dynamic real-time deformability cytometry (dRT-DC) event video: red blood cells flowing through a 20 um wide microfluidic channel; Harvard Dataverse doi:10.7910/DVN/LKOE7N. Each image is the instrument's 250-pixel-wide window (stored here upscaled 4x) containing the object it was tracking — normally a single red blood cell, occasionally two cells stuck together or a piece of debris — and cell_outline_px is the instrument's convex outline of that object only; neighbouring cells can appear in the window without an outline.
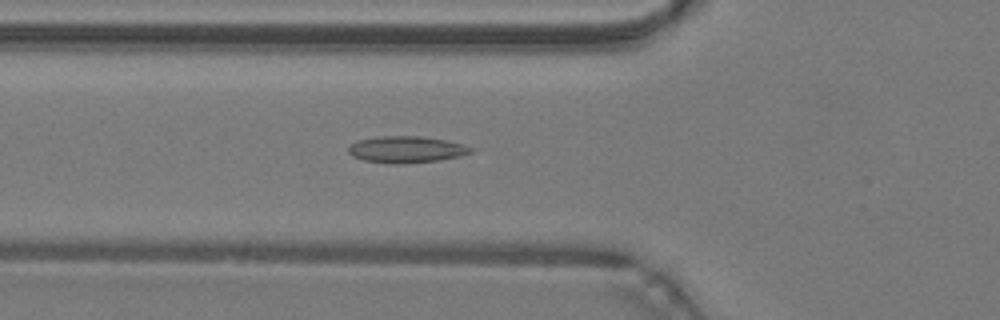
{"species": "common noctule bat (a hibernating species)", "species_latin": "Nyctalus noctula", "temperature_condition": "warm", "stored_images_in_passage": 49, "camera_frame_rate_fps": 3000, "um_per_image_px": 0.085, "animal": {"sex": "male", "body_mass_g": 19.2, "forearm_length_mm": 51.8}, "frame": {"image": 1, "passage_image": 18, "time_ms": 5.667, "image_size_px": [1000, 320], "cell_outline_px": [[472, 152], [460, 156], [436, 160], [400, 164], [392, 164], [364, 160], [352, 156], [348, 152], [348, 148], [356, 140], [380, 136], [420, 136], [448, 140], [464, 144], [472, 148]], "centroid_in_image_um": [34.53, 12.69], "position_along_channel_um": 91.3, "area_um2": 18.96}}
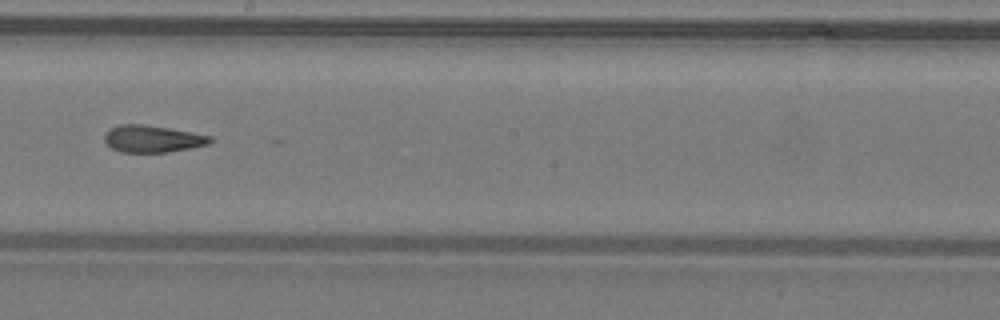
{"frame": {"image": 2, "passage_image": 28, "time_ms": 9.0, "image_size_px": [1000, 320], "cell_outline_px": [[216, 140], [208, 144], [192, 148], [168, 152], [120, 152], [112, 148], [104, 140], [104, 136], [112, 128], [120, 124], [144, 124], [168, 128], [212, 136]], "centroid_in_image_um": [13.01, 11.81], "position_along_channel_um": 235.2, "area_um2": 16.59}}
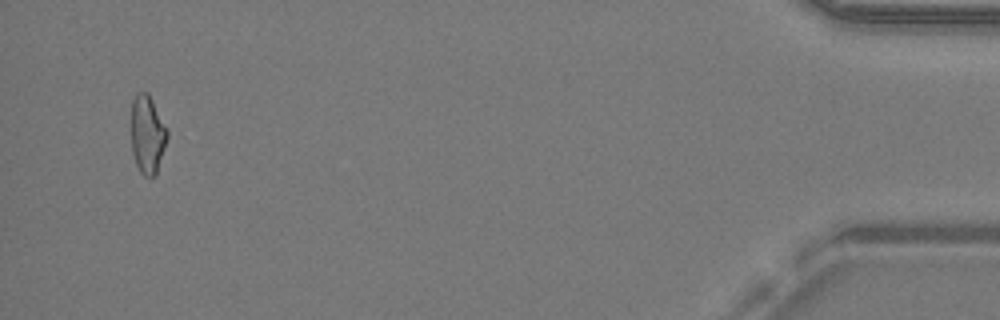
{"frame": {"image": 3, "passage_image": 47, "time_ms": 15.333, "image_size_px": [1000, 320], "cell_outline_px": [[168, 136], [156, 176], [144, 176], [140, 172], [136, 164], [132, 152], [132, 100], [136, 92], [148, 92], [168, 128]], "centroid_in_image_um": [12.54, 11.41], "position_along_channel_um": 422.7, "area_um2": 16.59}, "authors_computed_cell_mechanics": {"area_um2": 17.051, "velocity_mm_per_s": 4.2887, "shape_relaxation_time_tau1_ms": null, "shape_relaxation_time_tau2_ms": 4.1021, "deformation_change_tau1": null, "deformation_change_tau2": 0.1298}}